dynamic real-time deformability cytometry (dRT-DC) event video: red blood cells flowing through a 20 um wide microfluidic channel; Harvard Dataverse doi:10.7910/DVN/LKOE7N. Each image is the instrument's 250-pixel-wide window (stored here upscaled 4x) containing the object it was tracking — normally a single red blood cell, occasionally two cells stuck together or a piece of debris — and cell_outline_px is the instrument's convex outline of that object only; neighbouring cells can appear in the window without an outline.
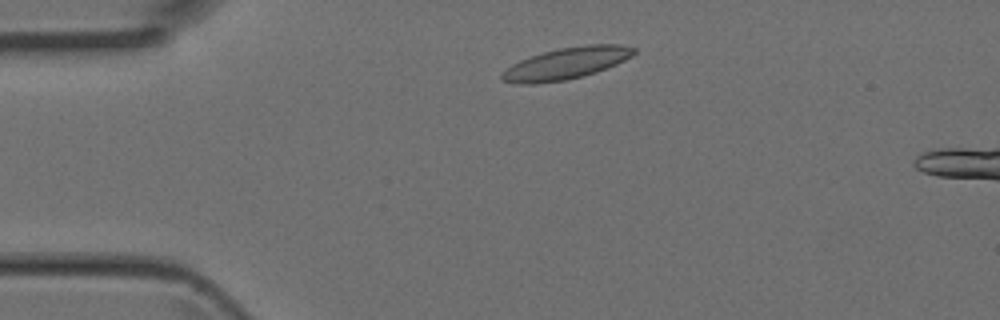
{"species": "Egyptian fruit bat (a non-hibernating species)", "species_latin": "Rousettus aegyptiacus", "temperature_condition": "room temperature", "stored_images_in_passage": 5, "camera_frame_rate_fps": 3000, "um_per_image_px": 0.085, "animal": {"sex": "female"}, "frame": {"image": 1, "passage_image": 2, "time_ms": 0.333, "image_size_px": [1000, 320], "cell_outline_px": [[636, 52], [632, 56], [616, 64], [596, 72], [564, 80], [536, 84], [516, 84], [504, 80], [500, 76], [500, 72], [512, 64], [520, 60], [544, 52], [560, 48], [588, 44], [620, 44], [636, 48]], "centroid_in_image_um": [48.12, 5.38], "position_along_channel_um": 36.9, "area_um2": 24.22}}
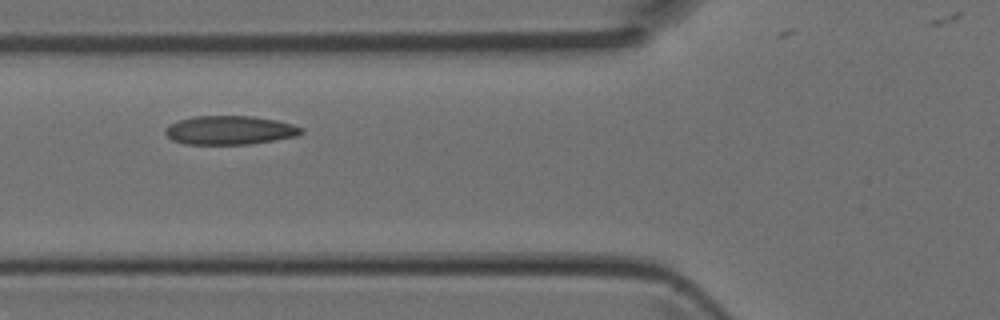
{"frame": {"image": 2, "passage_image": 4, "time_ms": 1.0, "image_size_px": [1000, 320], "cell_outline_px": [[304, 132], [296, 136], [276, 140], [248, 144], [184, 144], [172, 140], [164, 132], [164, 128], [168, 124], [192, 116], [252, 116], [276, 120], [292, 124], [304, 128]], "centroid_in_image_um": [19.52, 11.06], "position_along_channel_um": 106.3, "area_um2": 22.95}}
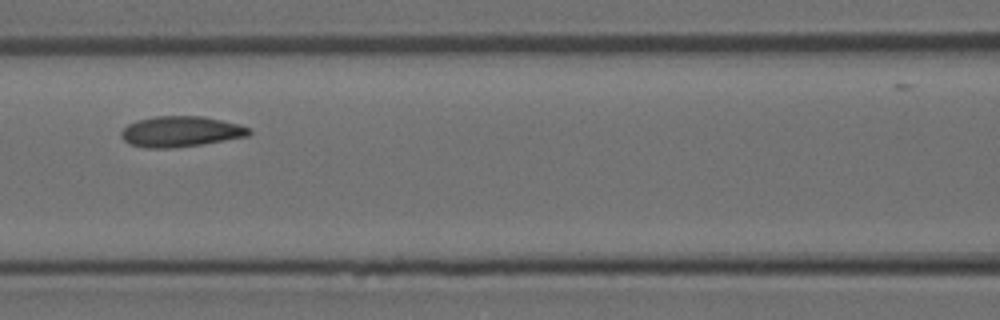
{"frame": {"image": 3, "passage_image": 5, "time_ms": 1.333, "image_size_px": [1000, 320], "cell_outline_px": [[252, 132], [248, 136], [176, 148], [144, 148], [128, 144], [120, 136], [120, 132], [128, 124], [136, 120], [156, 116], [204, 116], [240, 124], [248, 128]], "centroid_in_image_um": [15.32, 11.18], "position_along_channel_um": 151.3, "area_um2": 22.95}}